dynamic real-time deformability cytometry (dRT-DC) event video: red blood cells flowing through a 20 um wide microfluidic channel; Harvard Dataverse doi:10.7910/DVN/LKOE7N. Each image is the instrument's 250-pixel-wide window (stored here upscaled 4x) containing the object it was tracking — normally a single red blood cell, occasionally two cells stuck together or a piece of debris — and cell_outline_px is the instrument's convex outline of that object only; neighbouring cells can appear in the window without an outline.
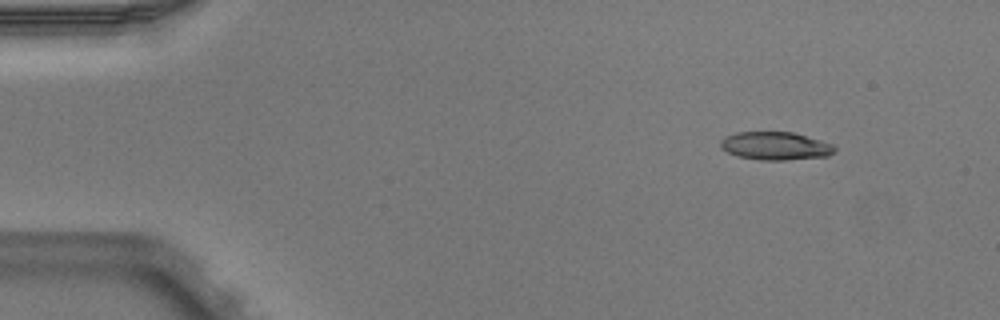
{"species": "Egyptian fruit bat (a non-hibernating species)", "species_latin": "Rousettus aegyptiacus", "temperature_condition": "warm", "stored_images_in_passage": 5, "camera_frame_rate_fps": 3000, "um_per_image_px": 0.085, "animal": {"sex": "male"}, "frame": {"image": 1, "passage_image": 1, "time_ms": 0.0, "image_size_px": [1000, 320], "cell_outline_px": [[836, 152], [828, 156], [784, 160], [760, 160], [736, 156], [720, 148], [720, 140], [736, 132], [792, 132], [820, 140], [832, 144], [836, 148]], "centroid_in_image_um": [65.91, 12.41], "position_along_channel_um": 19.1, "area_um2": 18.67}}
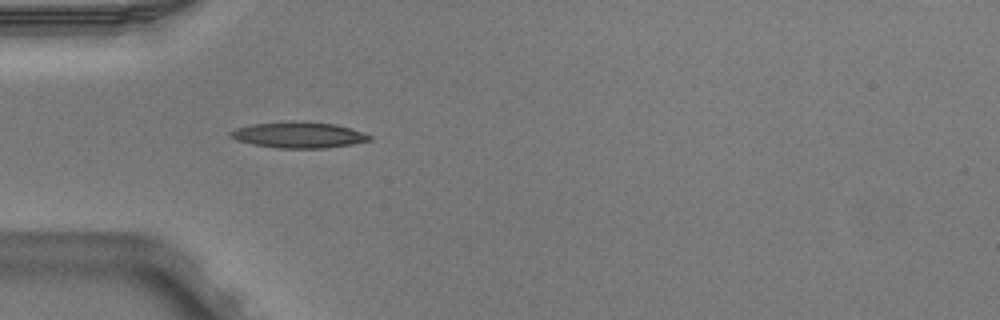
{"frame": {"image": 2, "passage_image": 4, "time_ms": 1.0, "image_size_px": [1000, 320], "cell_outline_px": [[372, 140], [352, 144], [324, 148], [276, 148], [252, 144], [236, 140], [228, 136], [228, 132], [236, 128], [252, 124], [336, 124], [372, 136]], "centroid_in_image_um": [25.35, 11.53], "position_along_channel_um": 59.7, "area_um2": 19.94}}